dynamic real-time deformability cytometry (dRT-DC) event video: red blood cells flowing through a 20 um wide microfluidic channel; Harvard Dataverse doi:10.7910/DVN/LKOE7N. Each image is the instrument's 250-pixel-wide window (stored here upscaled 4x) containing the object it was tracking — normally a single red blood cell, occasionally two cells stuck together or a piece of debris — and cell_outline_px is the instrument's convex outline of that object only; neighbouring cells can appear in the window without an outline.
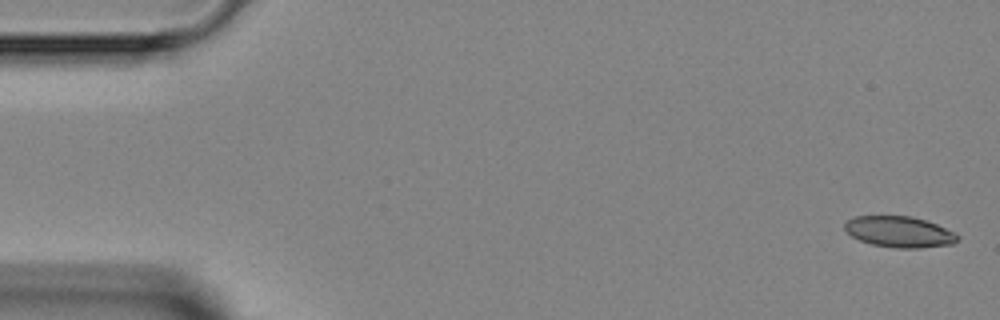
{"species": "Egyptian fruit bat (a non-hibernating species)", "species_latin": "Rousettus aegyptiacus", "temperature_condition": "room temperature", "stored_images_in_passage": 6, "camera_frame_rate_fps": 3000, "um_per_image_px": 0.085, "animal": {"sex": "female"}, "frame": {"image": 1, "passage_image": 1, "time_ms": 0.0, "image_size_px": [1000, 320], "cell_outline_px": [[960, 236], [952, 244], [920, 248], [896, 248], [872, 244], [860, 240], [852, 236], [844, 228], [844, 224], [848, 220], [856, 216], [912, 216], [936, 224], [956, 232]], "centroid_in_image_um": [76.46, 19.7], "position_along_channel_um": 8.5, "area_um2": 20.29}}
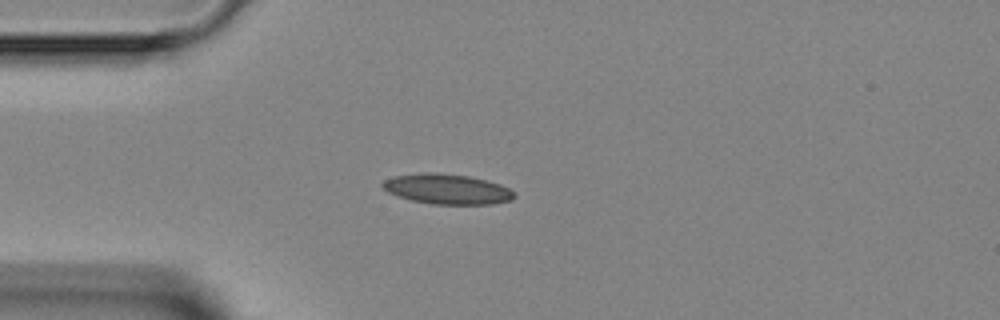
{"frame": {"image": 2, "passage_image": 4, "time_ms": 3.667, "image_size_px": [1000, 320], "cell_outline_px": [[516, 196], [512, 200], [492, 204], [432, 204], [412, 200], [388, 192], [380, 184], [384, 180], [396, 176], [420, 172], [436, 172], [468, 176], [500, 184], [508, 188]], "centroid_in_image_um": [38.0, 16.07], "position_along_channel_um": 47.0, "area_um2": 22.95}}
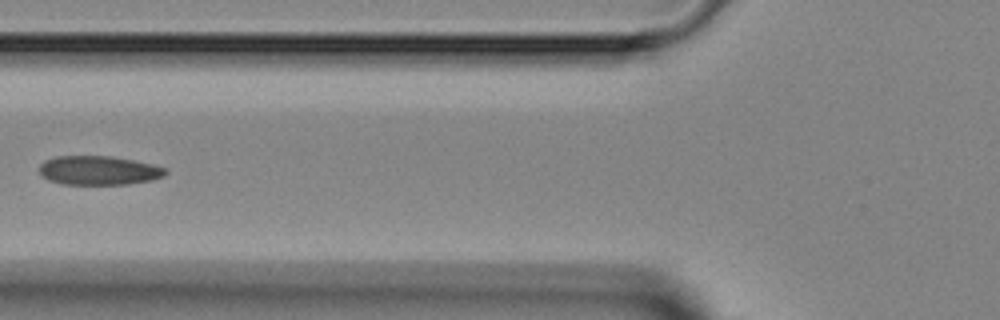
{"frame": {"image": 3, "passage_image": 6, "time_ms": 5.667, "image_size_px": [1000, 320], "cell_outline_px": [[168, 172], [164, 176], [152, 180], [128, 184], [60, 184], [48, 180], [40, 176], [40, 164], [44, 160], [56, 156], [112, 156], [152, 164], [164, 168]], "centroid_in_image_um": [8.36, 14.49], "position_along_channel_um": 117.4, "area_um2": 21.44}}